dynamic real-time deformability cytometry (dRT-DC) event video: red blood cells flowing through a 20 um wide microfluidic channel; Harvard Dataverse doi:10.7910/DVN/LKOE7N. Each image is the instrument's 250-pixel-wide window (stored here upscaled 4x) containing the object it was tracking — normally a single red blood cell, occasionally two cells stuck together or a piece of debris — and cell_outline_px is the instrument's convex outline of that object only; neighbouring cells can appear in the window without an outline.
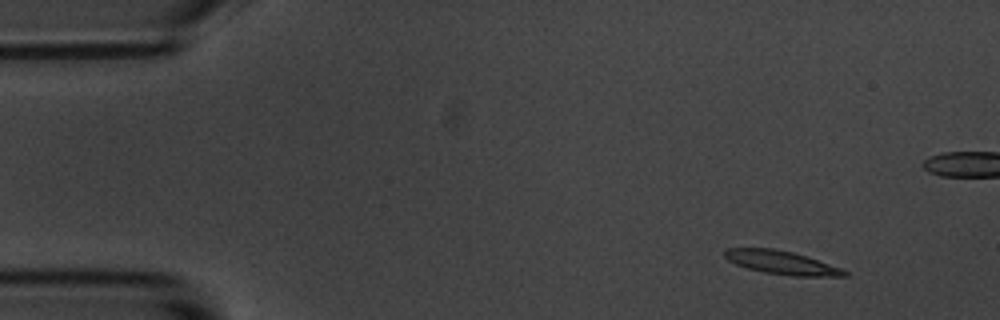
{"species": "common noctule bat (a hibernating species)", "species_latin": "Nyctalus noctula", "temperature_condition": "room temperature", "stored_images_in_passage": 6, "camera_frame_rate_fps": 3000, "um_per_image_px": 0.085, "animal": {"sex": "male", "body_mass_g": 20.1, "forearm_length_mm": 53.5}, "frame": {"image": 1, "passage_image": 1, "time_ms": 0.0, "image_size_px": [1000, 320], "cell_outline_px": [[848, 276], [792, 276], [764, 272], [748, 268], [736, 264], [728, 260], [724, 256], [724, 248], [772, 248], [792, 252], [840, 268], [848, 272]], "centroid_in_image_um": [66.38, 22.31], "position_along_channel_um": 18.6, "area_um2": 16.07}}
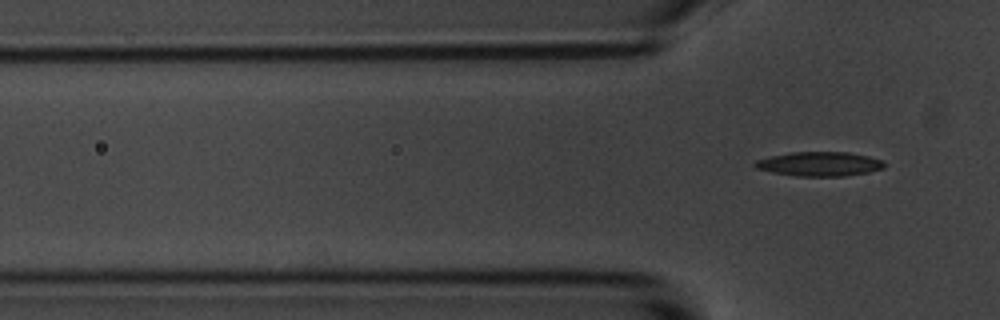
{"frame": {"image": 2, "passage_image": 6, "time_ms": 6.0, "image_size_px": [1000, 320], "cell_outline_px": [[884, 168], [868, 172], [844, 176], [796, 176], [772, 172], [756, 168], [752, 164], [756, 160], [772, 156], [792, 152], [848, 152], [868, 156], [880, 160], [884, 164]], "centroid_in_image_um": [69.63, 13.94], "position_along_channel_um": 56.2, "area_um2": 18.15}}